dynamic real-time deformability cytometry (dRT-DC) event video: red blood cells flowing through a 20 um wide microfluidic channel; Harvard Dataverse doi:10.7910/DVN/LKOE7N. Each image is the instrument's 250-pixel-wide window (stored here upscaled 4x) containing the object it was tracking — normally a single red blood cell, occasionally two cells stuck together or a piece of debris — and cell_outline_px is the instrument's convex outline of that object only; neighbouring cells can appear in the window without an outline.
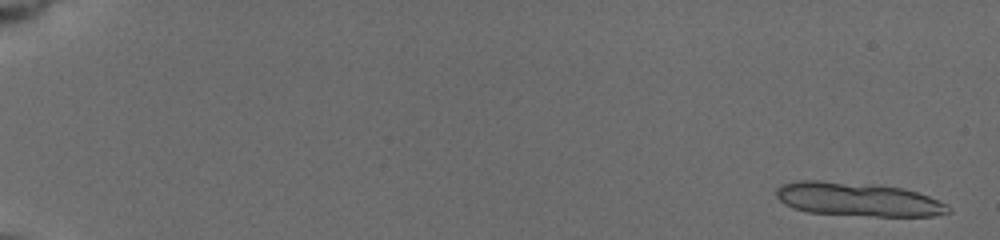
{"species": "common noctule bat (a hibernating species)", "species_latin": "Nyctalus noctula", "temperature_condition": "cold", "stored_images_in_passage": 18, "camera_frame_rate_fps": 3000, "um_per_image_px": 0.085, "animal": {"sex": "female", "body_mass_g": 19.5, "forearm_length_mm": 54.1}, "frame": {"image": 1, "passage_image": 2, "time_ms": 0.333, "image_size_px": [1000, 240], "cell_outline_px": [[952, 212], [932, 216], [876, 216], [808, 212], [792, 208], [784, 204], [776, 196], [776, 188], [784, 184], [800, 180], [820, 180], [872, 184], [904, 188], [928, 196], [948, 204], [952, 208]], "centroid_in_image_um": [72.94, 16.94], "position_along_channel_um": 12.1, "area_um2": 33.87}}